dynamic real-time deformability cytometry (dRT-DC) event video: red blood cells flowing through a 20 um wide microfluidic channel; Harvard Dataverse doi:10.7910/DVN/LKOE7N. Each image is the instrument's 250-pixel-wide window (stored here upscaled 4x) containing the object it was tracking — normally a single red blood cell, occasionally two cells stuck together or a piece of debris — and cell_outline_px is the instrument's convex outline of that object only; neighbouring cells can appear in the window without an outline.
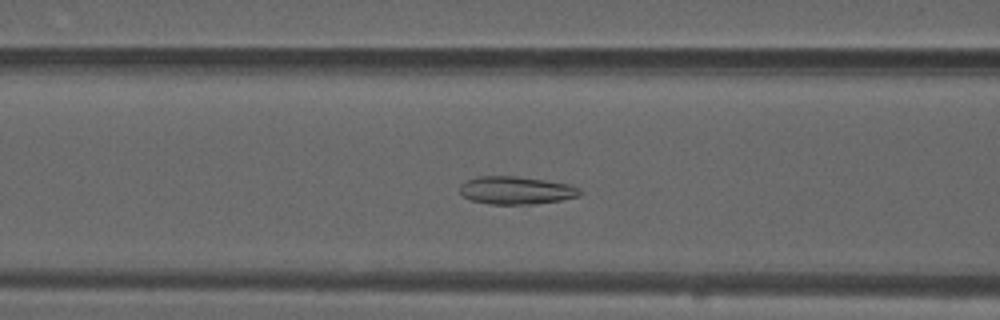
{"species": "common noctule bat (a hibernating species)", "species_latin": "Nyctalus noctula", "temperature_condition": "warm", "stored_images_in_passage": 50, "camera_frame_rate_fps": 3000, "um_per_image_px": 0.085, "animal": {"sex": "male", "forearm_length_mm": 52.5}, "frame": {"image": 1, "passage_image": 18, "time_ms": 5.667, "image_size_px": [1000, 320], "cell_outline_px": [[584, 192], [580, 196], [560, 200], [536, 204], [488, 204], [472, 200], [464, 196], [460, 192], [460, 184], [464, 180], [480, 176], [516, 176], [544, 180], [568, 184], [580, 188]], "centroid_in_image_um": [43.88, 16.18], "position_along_channel_um": 122.7, "area_um2": 19.59}}
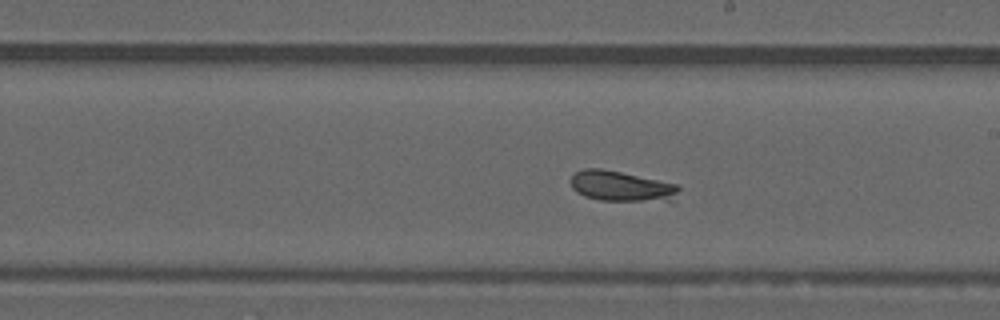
{"frame": {"image": 2, "passage_image": 27, "time_ms": 8.667, "image_size_px": [1000, 320], "cell_outline_px": [[680, 188], [672, 204], [600, 200], [584, 196], [576, 192], [572, 188], [568, 180], [576, 172], [584, 168], [600, 168], [620, 172], [676, 184]], "centroid_in_image_um": [52.87, 15.89], "position_along_channel_um": 236.1, "area_um2": 19.94}}
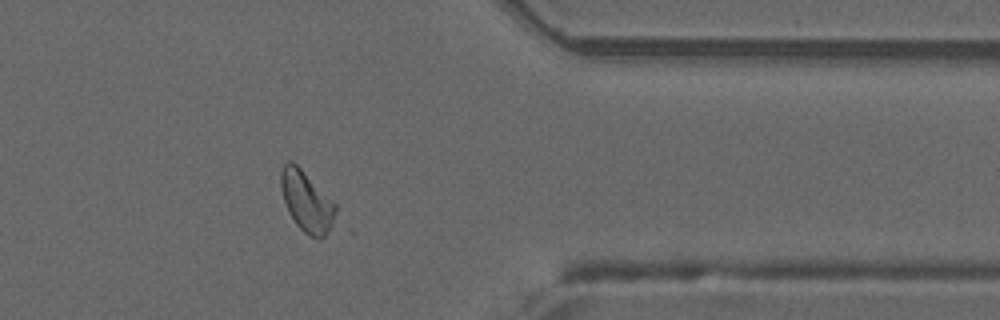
{"frame": {"image": 3, "passage_image": 40, "time_ms": 13.0, "image_size_px": [1000, 320], "cell_outline_px": [[336, 212], [332, 224], [324, 236], [320, 240], [316, 240], [308, 236], [296, 224], [288, 212], [284, 200], [280, 184], [280, 172], [284, 164], [288, 160], [292, 160], [336, 204]], "centroid_in_image_um": [26.04, 17.14], "position_along_channel_um": 385.4, "area_um2": 19.19}}